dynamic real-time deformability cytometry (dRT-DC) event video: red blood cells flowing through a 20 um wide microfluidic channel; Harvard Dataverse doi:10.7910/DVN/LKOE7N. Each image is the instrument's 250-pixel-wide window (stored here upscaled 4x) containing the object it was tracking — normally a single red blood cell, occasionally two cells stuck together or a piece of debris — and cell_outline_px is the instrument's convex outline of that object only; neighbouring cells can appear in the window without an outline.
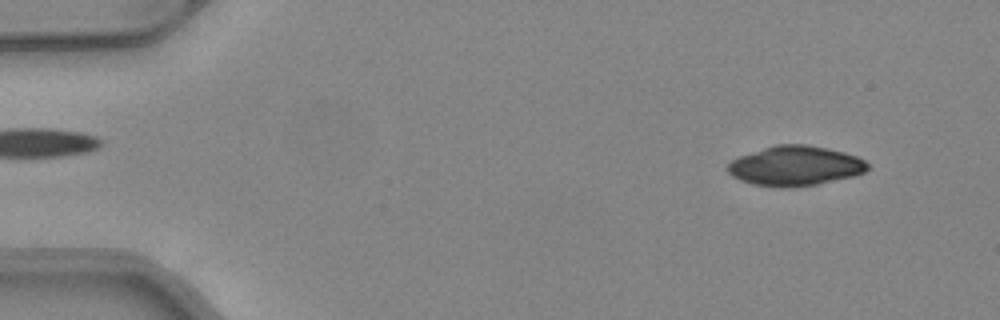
{"species": "common noctule bat (a hibernating species)", "species_latin": "Nyctalus noctula", "temperature_condition": "warm", "stored_images_in_passage": 33, "camera_frame_rate_fps": 3000, "um_per_image_px": 0.085, "animal": {"sex": "female", "body_mass_g": 24.6, "forearm_length_mm": 56.2}, "frame": {"image": 1, "passage_image": 4, "time_ms": 1.0, "image_size_px": [1000, 320], "cell_outline_px": [[868, 168], [864, 172], [852, 176], [816, 184], [784, 188], [780, 188], [752, 184], [740, 180], [732, 176], [728, 172], [728, 164], [732, 160], [740, 156], [776, 144], [804, 144], [828, 148], [844, 152], [856, 156], [864, 160], [868, 164]], "centroid_in_image_um": [67.58, 14.1], "position_along_channel_um": 17.4, "area_um2": 32.19}}